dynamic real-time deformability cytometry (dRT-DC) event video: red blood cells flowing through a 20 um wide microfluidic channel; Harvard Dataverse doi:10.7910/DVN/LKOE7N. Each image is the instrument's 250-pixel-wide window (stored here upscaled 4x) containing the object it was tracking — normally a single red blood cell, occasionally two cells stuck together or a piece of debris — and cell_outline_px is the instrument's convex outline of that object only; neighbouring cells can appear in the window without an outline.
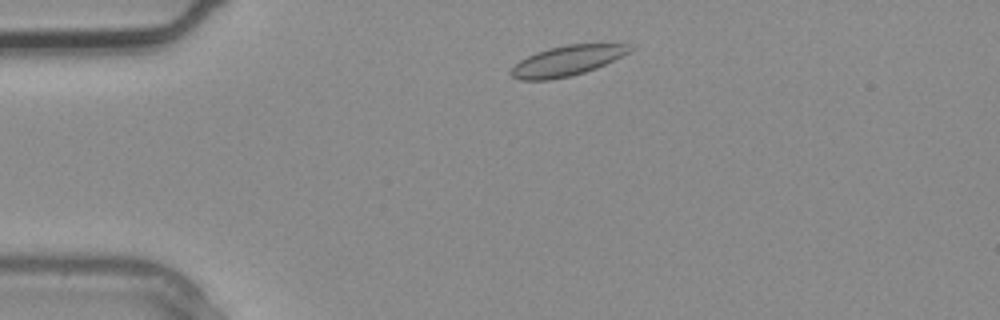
{"species": "common noctule bat (a hibernating species)", "species_latin": "Nyctalus noctula", "temperature_condition": "warm", "stored_images_in_passage": 2, "camera_frame_rate_fps": 3000, "um_per_image_px": 0.085, "animal": {"sex": "male", "body_mass_g": 20.4}, "frame": {"image": 1, "passage_image": 1, "time_ms": 0.0, "image_size_px": [1000, 320], "cell_outline_px": [[632, 48], [628, 52], [596, 68], [572, 76], [548, 80], [520, 80], [512, 76], [508, 72], [520, 60], [536, 52], [548, 48], [564, 44], [628, 44]], "centroid_in_image_um": [48.13, 5.17], "position_along_channel_um": 36.9, "area_um2": 20.63}}